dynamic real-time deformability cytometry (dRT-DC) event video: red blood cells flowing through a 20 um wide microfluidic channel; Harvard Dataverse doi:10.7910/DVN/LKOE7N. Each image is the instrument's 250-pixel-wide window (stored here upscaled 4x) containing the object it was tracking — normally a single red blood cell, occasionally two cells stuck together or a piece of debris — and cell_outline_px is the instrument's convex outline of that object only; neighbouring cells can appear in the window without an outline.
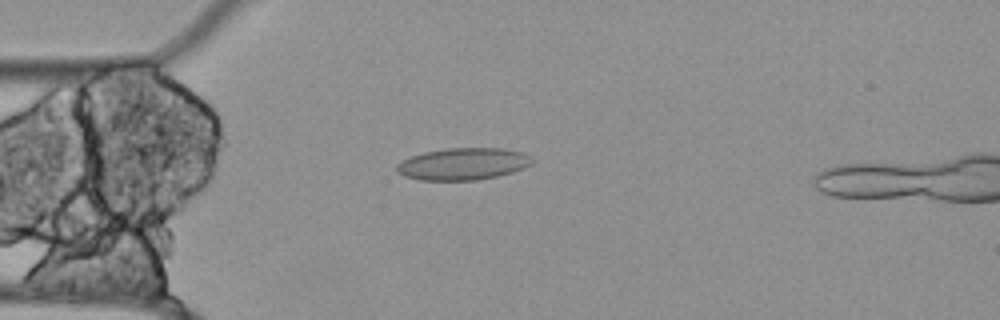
{"species": "Egyptian fruit bat (a non-hibernating species)", "species_latin": "Rousettus aegyptiacus", "temperature_condition": "cold", "stored_images_in_passage": 53, "camera_frame_rate_fps": 3000, "um_per_image_px": 0.085, "animal": {"sex": "female"}, "frame": {"image": 1, "passage_image": 14, "time_ms": 4.333, "image_size_px": [1000, 320], "cell_outline_px": [[536, 160], [532, 164], [524, 168], [512, 172], [496, 176], [476, 180], [420, 180], [404, 176], [396, 172], [396, 164], [400, 160], [424, 152], [448, 148], [504, 148], [520, 152]], "centroid_in_image_um": [39.34, 13.93], "position_along_channel_um": 45.7, "area_um2": 25.32}}
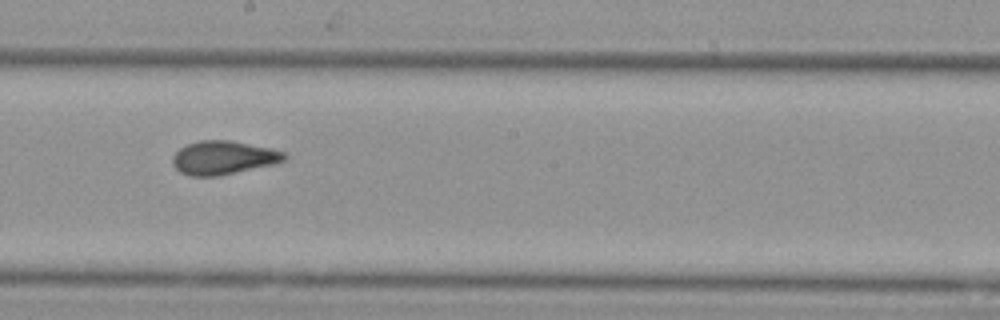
{"frame": {"image": 2, "passage_image": 30, "time_ms": 9.667, "image_size_px": [1000, 320], "cell_outline_px": [[288, 156], [284, 160], [276, 164], [220, 176], [188, 176], [180, 172], [172, 164], [172, 156], [180, 148], [188, 144], [200, 140], [228, 140], [272, 148], [284, 152]], "centroid_in_image_um": [18.99, 13.41], "position_along_channel_um": 229.2, "area_um2": 22.08}}
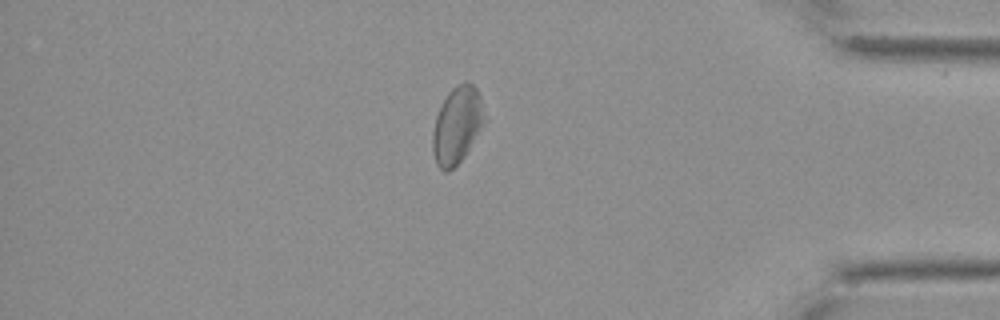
{"frame": {"image": 3, "passage_image": 47, "time_ms": 15.333, "image_size_px": [1000, 320], "cell_outline_px": [[484, 120], [480, 128], [464, 156], [448, 172], [444, 172], [436, 164], [432, 152], [432, 132], [436, 116], [448, 92], [456, 84], [464, 80], [468, 80], [476, 88], [480, 96], [484, 116]], "centroid_in_image_um": [38.81, 10.61], "position_along_channel_um": 396.4, "area_um2": 22.89}}